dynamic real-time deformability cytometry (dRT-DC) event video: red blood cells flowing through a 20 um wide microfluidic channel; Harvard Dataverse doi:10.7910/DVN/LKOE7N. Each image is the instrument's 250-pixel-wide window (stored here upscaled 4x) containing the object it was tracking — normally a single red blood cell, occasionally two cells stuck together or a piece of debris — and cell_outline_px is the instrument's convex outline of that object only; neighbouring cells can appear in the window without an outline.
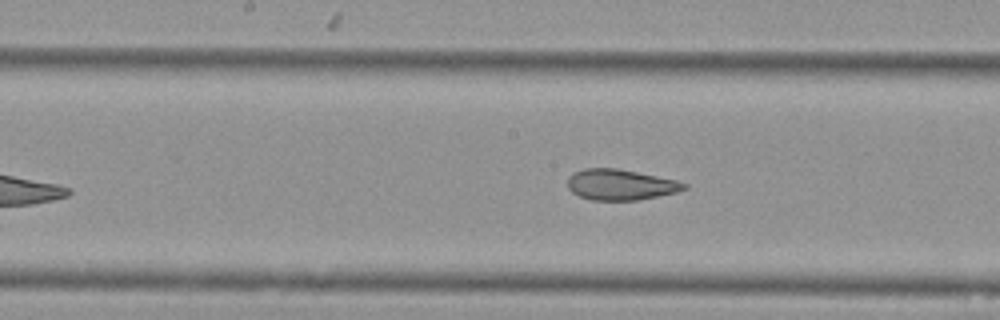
{"species": "Egyptian fruit bat (a non-hibernating species)", "species_latin": "Rousettus aegyptiacus", "temperature_condition": "cold", "stored_images_in_passage": 7, "segment_of_instrument_passage": [2, 2], "camera_frame_rate_fps": 3000, "um_per_image_px": 0.085, "animal": {"sex": "female"}, "frame": {"image": 1, "passage_image": 7, "time_ms": 2.0, "image_size_px": [1000, 320], "cell_outline_px": [[688, 188], [676, 192], [636, 200], [592, 200], [580, 196], [572, 192], [568, 188], [568, 176], [572, 172], [584, 168], [616, 168], [676, 180], [688, 184]], "centroid_in_image_um": [52.71, 15.69], "position_along_channel_um": 195.5, "area_um2": 20.75}}